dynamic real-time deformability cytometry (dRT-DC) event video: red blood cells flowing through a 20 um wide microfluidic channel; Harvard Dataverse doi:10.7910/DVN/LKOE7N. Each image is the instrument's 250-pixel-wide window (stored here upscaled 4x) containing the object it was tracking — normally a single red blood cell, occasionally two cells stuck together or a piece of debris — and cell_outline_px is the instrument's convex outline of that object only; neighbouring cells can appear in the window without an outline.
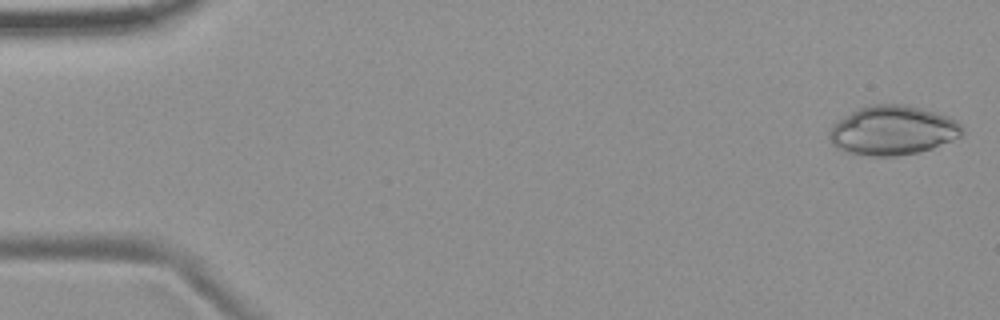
{"species": "common noctule bat (a hibernating species)", "species_latin": "Nyctalus noctula", "temperature_condition": "room temperature", "stored_images_in_passage": 4, "camera_frame_rate_fps": 3000, "um_per_image_px": 0.085, "animal": {"sex": "female", "body_mass_g": 19.9}, "frame": {"image": 1, "passage_image": 1, "time_ms": 0.0, "image_size_px": [1000, 320], "cell_outline_px": [[960, 136], [952, 140], [932, 148], [920, 152], [896, 156], [872, 156], [848, 152], [836, 148], [832, 144], [828, 136], [828, 132], [832, 124], [836, 120], [860, 108], [872, 104], [904, 104], [920, 108], [948, 116], [956, 120], [960, 124]], "centroid_in_image_um": [75.82, 11.09], "position_along_channel_um": 9.2, "area_um2": 38.03}}